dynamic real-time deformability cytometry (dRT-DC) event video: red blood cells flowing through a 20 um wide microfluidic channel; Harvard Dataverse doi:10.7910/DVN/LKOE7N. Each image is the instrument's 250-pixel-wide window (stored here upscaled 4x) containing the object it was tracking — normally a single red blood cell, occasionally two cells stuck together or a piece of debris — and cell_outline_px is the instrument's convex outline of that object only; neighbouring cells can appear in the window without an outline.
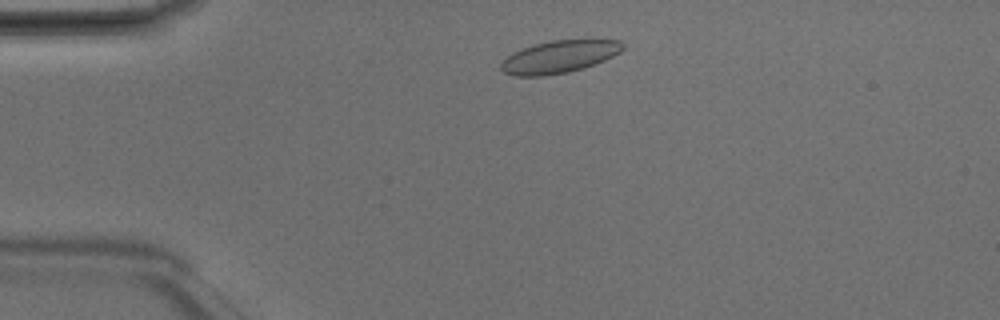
{"species": "Egyptian fruit bat (a non-hibernating species)", "species_latin": "Rousettus aegyptiacus", "temperature_condition": "room temperature", "stored_images_in_passage": 2, "camera_frame_rate_fps": 3000, "um_per_image_px": 0.085, "animal": {"sex": "male"}, "frame": {"image": 1, "passage_image": 1, "time_ms": 0.0, "image_size_px": [1000, 320], "cell_outline_px": [[624, 48], [620, 52], [604, 60], [584, 68], [568, 72], [544, 76], [516, 76], [504, 72], [500, 68], [500, 64], [512, 52], [536, 44], [552, 40], [620, 40], [624, 44]], "centroid_in_image_um": [47.53, 4.83], "position_along_channel_um": 37.5, "area_um2": 22.83}}